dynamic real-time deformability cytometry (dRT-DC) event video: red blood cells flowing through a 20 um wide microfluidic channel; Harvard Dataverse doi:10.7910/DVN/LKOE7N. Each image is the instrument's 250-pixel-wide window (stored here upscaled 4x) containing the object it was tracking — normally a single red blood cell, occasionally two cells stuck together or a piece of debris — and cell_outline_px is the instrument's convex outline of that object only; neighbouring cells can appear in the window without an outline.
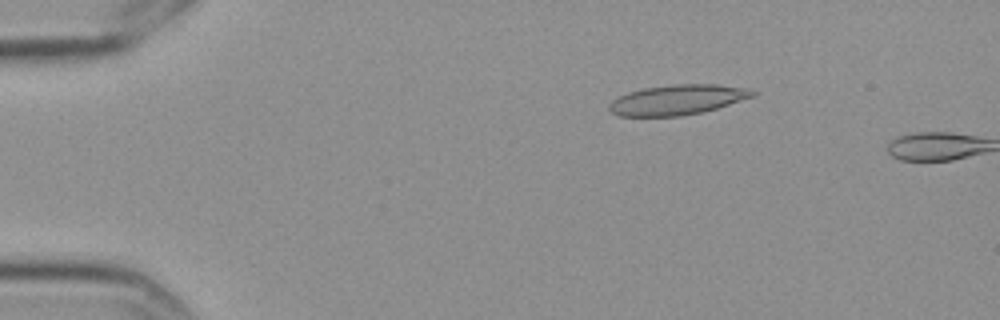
{"species": "Egyptian fruit bat (a non-hibernating species)", "species_latin": "Rousettus aegyptiacus", "temperature_condition": "cold", "stored_images_in_passage": 4, "camera_frame_rate_fps": 3000, "um_per_image_px": 0.085, "frame": {"image": 1, "passage_image": 3, "time_ms": 0.667, "image_size_px": [1000, 320], "cell_outline_px": [[756, 96], [704, 112], [680, 116], [620, 116], [612, 112], [608, 108], [608, 104], [612, 100], [628, 92], [644, 88], [672, 84], [716, 84], [752, 88], [756, 92]], "centroid_in_image_um": [57.63, 8.47], "position_along_channel_um": 27.4, "area_um2": 25.37}}